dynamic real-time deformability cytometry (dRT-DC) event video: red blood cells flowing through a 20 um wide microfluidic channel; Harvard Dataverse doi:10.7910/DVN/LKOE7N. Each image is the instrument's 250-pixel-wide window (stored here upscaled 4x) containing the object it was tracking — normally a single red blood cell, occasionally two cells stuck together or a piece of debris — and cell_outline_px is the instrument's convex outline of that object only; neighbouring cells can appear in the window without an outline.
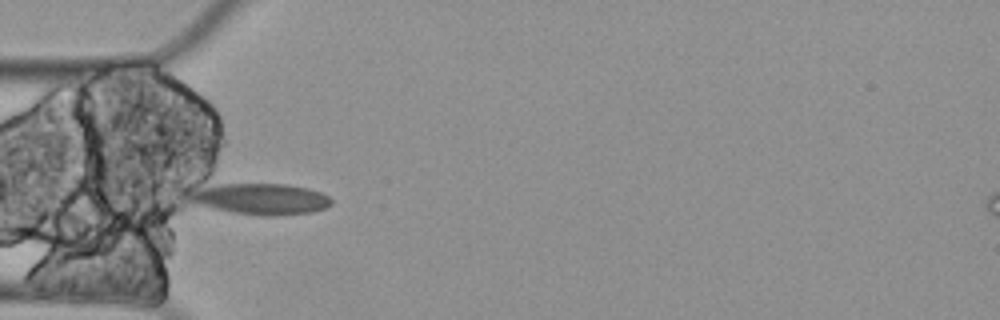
{"species": "Egyptian fruit bat (a non-hibernating species)", "species_latin": "Rousettus aegyptiacus", "temperature_condition": "cold", "stored_images_in_passage": 8, "camera_frame_rate_fps": 3000, "um_per_image_px": 0.085, "animal": {"sex": "female"}, "frame": {"image": 1, "passage_image": 5, "time_ms": 1.333, "image_size_px": [1000, 320], "cell_outline_px": [[332, 204], [324, 208], [312, 212], [272, 216], [260, 216], [232, 212], [200, 204], [188, 200], [188, 196], [204, 188], [220, 184], [288, 184], [308, 188], [320, 192], [328, 196], [332, 200]], "centroid_in_image_um": [22.26, 16.92], "position_along_channel_um": 62.7, "area_um2": 25.2}}
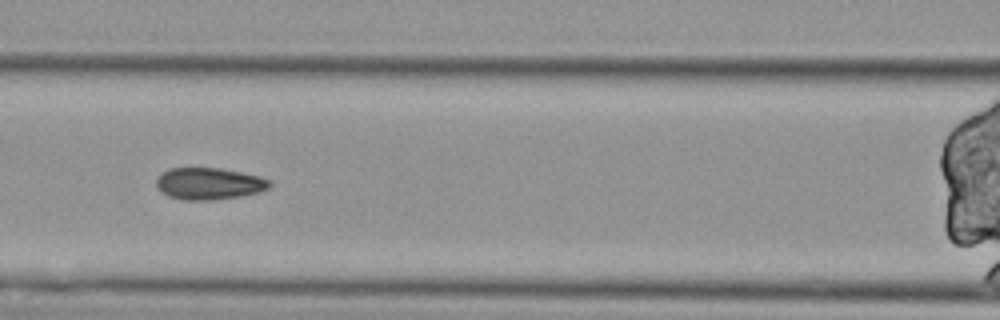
{"frame": {"image": 2, "passage_image": 7, "time_ms": 2.0, "image_size_px": [1000, 320], "cell_outline_px": [[272, 184], [268, 188], [260, 192], [240, 196], [212, 200], [184, 200], [168, 196], [156, 188], [156, 176], [168, 168], [220, 168], [260, 176], [272, 180]], "centroid_in_image_um": [17.75, 15.6], "position_along_channel_um": 148.8, "area_um2": 21.27}}
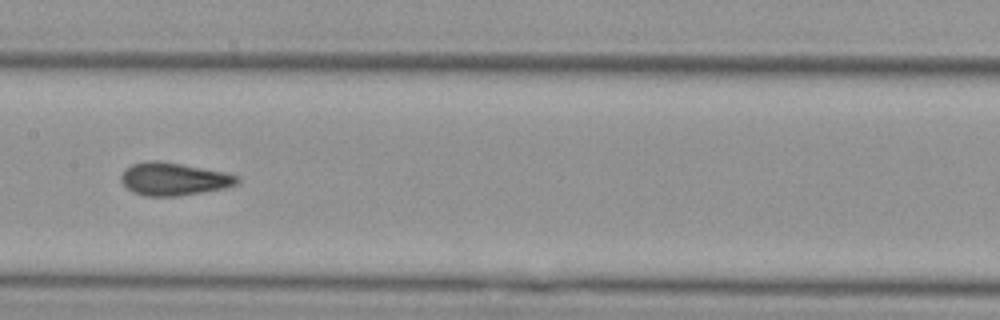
{"frame": {"image": 3, "passage_image": 8, "time_ms": 2.333, "image_size_px": [1000, 320], "cell_outline_px": [[240, 180], [236, 184], [224, 188], [204, 192], [176, 196], [144, 196], [132, 192], [120, 180], [120, 176], [124, 168], [132, 164], [148, 160], [160, 160], [224, 172], [240, 176]], "centroid_in_image_um": [14.74, 15.21], "position_along_channel_um": 192.7, "area_um2": 22.31}}